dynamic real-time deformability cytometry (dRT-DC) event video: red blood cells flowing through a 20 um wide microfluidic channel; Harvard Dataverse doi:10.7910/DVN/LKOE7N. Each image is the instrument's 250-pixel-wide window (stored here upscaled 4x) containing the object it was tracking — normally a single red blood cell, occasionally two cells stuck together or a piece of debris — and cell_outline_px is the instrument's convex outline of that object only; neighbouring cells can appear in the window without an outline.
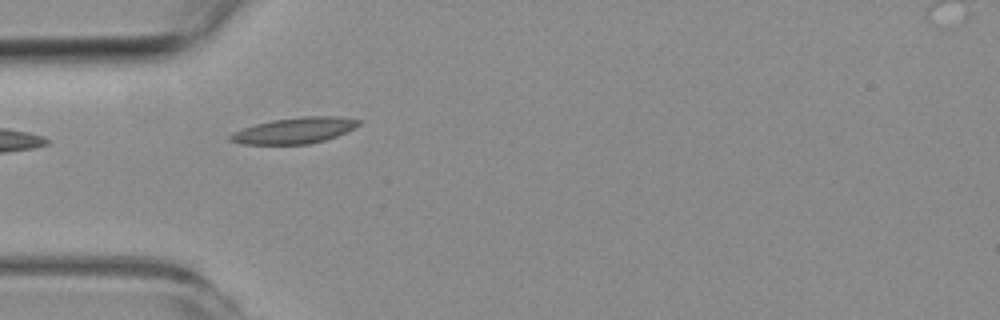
{"species": "common noctule bat (a hibernating species)", "species_latin": "Nyctalus noctula", "temperature_condition": "room temperature", "stored_images_in_passage": 5, "camera_frame_rate_fps": 3000, "um_per_image_px": 0.085, "animal": {"sex": "female", "body_mass_g": 19.3, "forearm_length_mm": 54.1}, "frame": {"image": 1, "passage_image": 2, "time_ms": 1.0, "image_size_px": [1000, 320], "cell_outline_px": [[360, 124], [336, 136], [324, 140], [308, 144], [240, 144], [228, 140], [228, 136], [232, 132], [256, 124], [272, 120], [300, 116], [340, 116], [360, 120]], "centroid_in_image_um": [24.99, 11.09], "position_along_channel_um": 60.0, "area_um2": 19.36}}
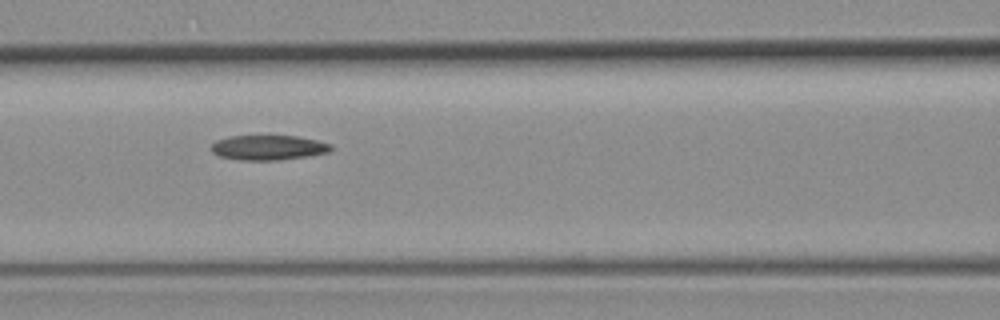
{"frame": {"image": 2, "passage_image": 4, "time_ms": 3.333, "image_size_px": [1000, 320], "cell_outline_px": [[332, 148], [328, 152], [308, 156], [276, 160], [240, 160], [220, 156], [212, 152], [212, 144], [216, 140], [228, 136], [296, 136], [316, 140], [332, 144]], "centroid_in_image_um": [22.8, 12.54], "position_along_channel_um": 143.8, "area_um2": 17.22}}
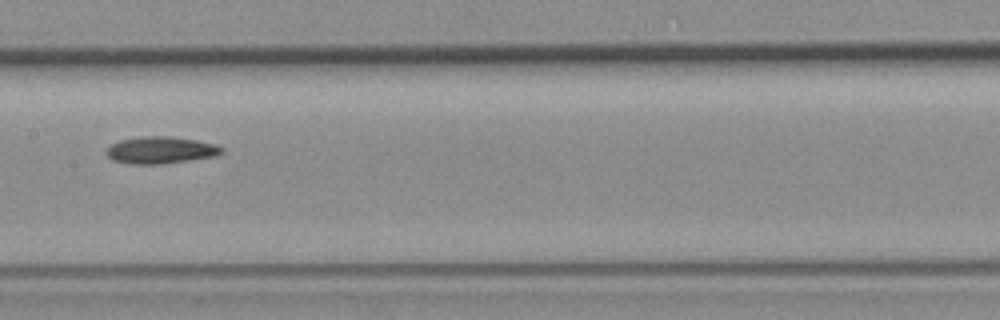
{"frame": {"image": 3, "passage_image": 5, "time_ms": 4.667, "image_size_px": [1000, 320], "cell_outline_px": [[224, 152], [216, 156], [160, 164], [132, 164], [112, 160], [108, 156], [108, 148], [112, 144], [120, 140], [144, 136], [168, 136], [196, 140], [216, 144], [224, 148]], "centroid_in_image_um": [13.7, 12.76], "position_along_channel_um": 193.7, "area_um2": 17.98}}